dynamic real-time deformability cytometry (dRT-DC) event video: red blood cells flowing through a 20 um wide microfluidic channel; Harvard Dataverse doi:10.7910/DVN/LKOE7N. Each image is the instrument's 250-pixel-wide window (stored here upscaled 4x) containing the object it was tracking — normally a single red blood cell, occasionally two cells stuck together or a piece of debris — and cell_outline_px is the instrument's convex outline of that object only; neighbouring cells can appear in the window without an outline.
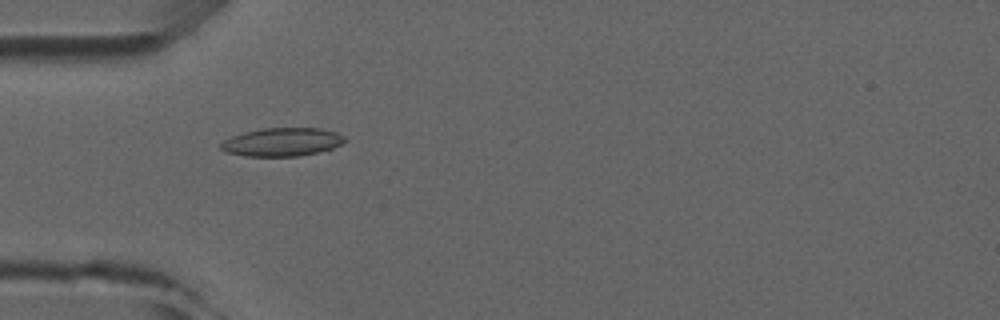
{"species": "common noctule bat (a hibernating species)", "species_latin": "Nyctalus noctula", "temperature_condition": "room temperature", "stored_images_in_passage": 6, "camera_frame_rate_fps": 3000, "um_per_image_px": 0.085, "animal": {"sex": "male", "forearm_length_mm": 52.5}, "frame": {"image": 1, "passage_image": 5, "time_ms": 4.667, "image_size_px": [1000, 320], "cell_outline_px": [[348, 140], [332, 148], [300, 156], [244, 156], [224, 152], [220, 148], [220, 144], [224, 140], [232, 136], [244, 132], [264, 128], [320, 128], [336, 132], [344, 136]], "centroid_in_image_um": [23.96, 12.07], "position_along_channel_um": 61.0, "area_um2": 20.46}}
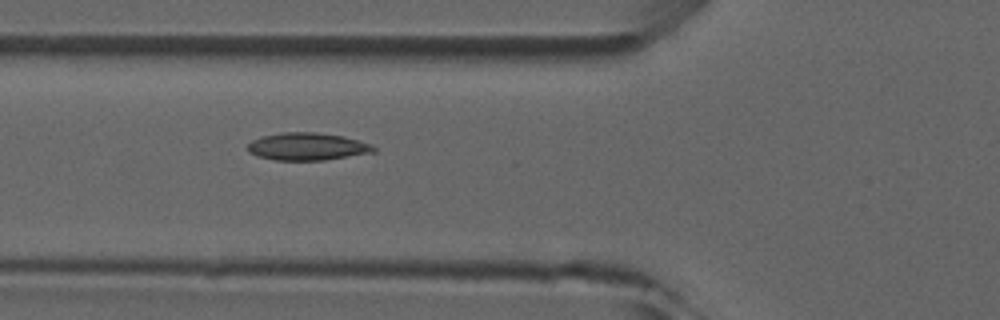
{"frame": {"image": 2, "passage_image": 6, "time_ms": 5.667, "image_size_px": [1000, 320], "cell_outline_px": [[376, 152], [324, 160], [276, 160], [256, 156], [248, 152], [248, 144], [252, 140], [264, 136], [280, 132], [316, 132], [344, 136], [372, 144], [376, 148]], "centroid_in_image_um": [26.14, 12.45], "position_along_channel_um": 99.7, "area_um2": 20.29}}